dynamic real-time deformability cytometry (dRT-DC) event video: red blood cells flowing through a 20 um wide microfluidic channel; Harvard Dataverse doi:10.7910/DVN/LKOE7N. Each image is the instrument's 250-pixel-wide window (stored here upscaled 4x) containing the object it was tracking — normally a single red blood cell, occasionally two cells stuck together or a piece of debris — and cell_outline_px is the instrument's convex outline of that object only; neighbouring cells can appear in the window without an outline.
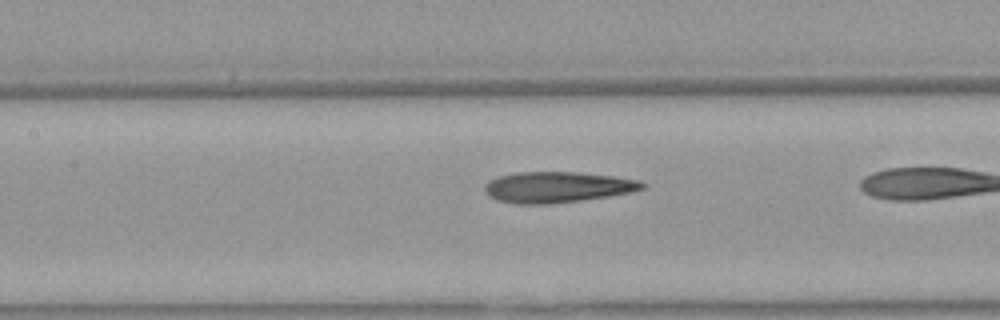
{"species": "Egyptian fruit bat (a non-hibernating species)", "species_latin": "Rousettus aegyptiacus", "temperature_condition": "warm", "stored_images_in_passage": 24, "camera_frame_rate_fps": 3000, "um_per_image_px": 0.085, "animal": {"sex": "female"}, "frame": {"image": 1, "passage_image": 8, "time_ms": 2.333, "image_size_px": [1000, 320], "cell_outline_px": [[648, 184], [644, 188], [628, 192], [608, 196], [552, 204], [516, 204], [496, 200], [484, 188], [488, 180], [500, 176], [516, 172], [576, 172], [612, 176], [640, 180]], "centroid_in_image_um": [47.38, 15.9], "position_along_channel_um": 160.0, "area_um2": 28.15}}
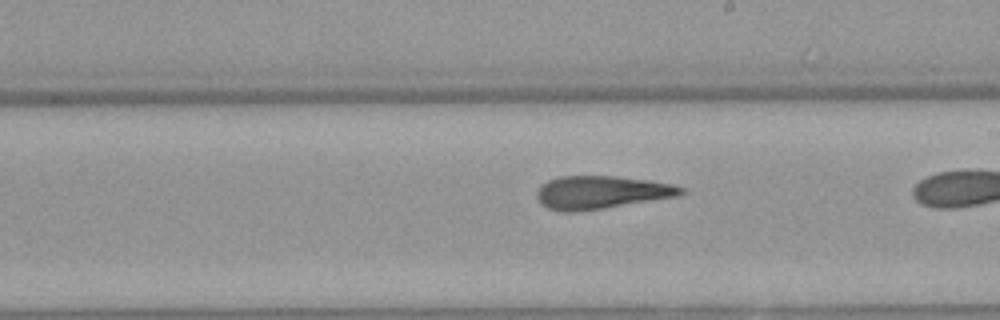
{"frame": {"image": 2, "passage_image": 14, "time_ms": 4.333, "image_size_px": [1000, 320], "cell_outline_px": [[684, 192], [680, 196], [604, 208], [576, 212], [560, 212], [548, 208], [540, 204], [536, 196], [536, 192], [548, 180], [560, 176], [616, 176], [648, 180], [672, 184], [684, 188]], "centroid_in_image_um": [51.1, 16.36], "position_along_channel_um": 237.9, "area_um2": 27.8}}
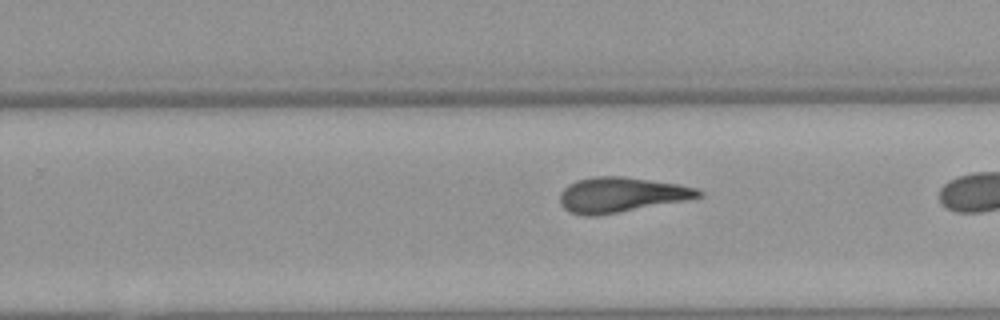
{"frame": {"image": 3, "passage_image": 17, "time_ms": 5.333, "image_size_px": [1000, 320], "cell_outline_px": [[704, 196], [684, 200], [596, 216], [584, 216], [572, 212], [564, 208], [560, 204], [560, 192], [568, 184], [576, 180], [592, 176], [624, 176], [680, 184], [696, 188], [704, 192]], "centroid_in_image_um": [52.78, 16.54], "position_along_channel_um": 277.0, "area_um2": 28.26}}